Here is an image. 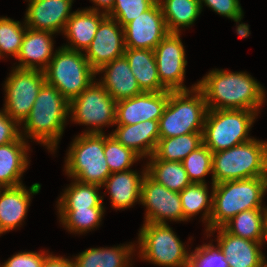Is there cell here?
I'll return each mask as SVG.
<instances>
[{"label":"cell","instance_id":"cell-20","mask_svg":"<svg viewBox=\"0 0 267 267\" xmlns=\"http://www.w3.org/2000/svg\"><path fill=\"white\" fill-rule=\"evenodd\" d=\"M53 34L49 31L26 27L21 49L16 57L20 62L15 68L44 71L55 54L53 53Z\"/></svg>","mask_w":267,"mask_h":267},{"label":"cell","instance_id":"cell-45","mask_svg":"<svg viewBox=\"0 0 267 267\" xmlns=\"http://www.w3.org/2000/svg\"><path fill=\"white\" fill-rule=\"evenodd\" d=\"M259 267H267V261H266V259H264V260L260 263Z\"/></svg>","mask_w":267,"mask_h":267},{"label":"cell","instance_id":"cell-40","mask_svg":"<svg viewBox=\"0 0 267 267\" xmlns=\"http://www.w3.org/2000/svg\"><path fill=\"white\" fill-rule=\"evenodd\" d=\"M188 267H229L225 255L221 250L209 244L196 247L190 253Z\"/></svg>","mask_w":267,"mask_h":267},{"label":"cell","instance_id":"cell-17","mask_svg":"<svg viewBox=\"0 0 267 267\" xmlns=\"http://www.w3.org/2000/svg\"><path fill=\"white\" fill-rule=\"evenodd\" d=\"M25 13L26 26L34 30L63 32L66 22L73 13L70 12L73 0H29Z\"/></svg>","mask_w":267,"mask_h":267},{"label":"cell","instance_id":"cell-8","mask_svg":"<svg viewBox=\"0 0 267 267\" xmlns=\"http://www.w3.org/2000/svg\"><path fill=\"white\" fill-rule=\"evenodd\" d=\"M44 74L46 83L58 89L68 102L79 96L96 77L84 53L63 46L56 50Z\"/></svg>","mask_w":267,"mask_h":267},{"label":"cell","instance_id":"cell-4","mask_svg":"<svg viewBox=\"0 0 267 267\" xmlns=\"http://www.w3.org/2000/svg\"><path fill=\"white\" fill-rule=\"evenodd\" d=\"M207 112L204 94L197 84L191 90L169 91L167 105L159 118L160 139L202 133Z\"/></svg>","mask_w":267,"mask_h":267},{"label":"cell","instance_id":"cell-31","mask_svg":"<svg viewBox=\"0 0 267 267\" xmlns=\"http://www.w3.org/2000/svg\"><path fill=\"white\" fill-rule=\"evenodd\" d=\"M147 174L169 190L181 192L191 184L182 162L149 159Z\"/></svg>","mask_w":267,"mask_h":267},{"label":"cell","instance_id":"cell-30","mask_svg":"<svg viewBox=\"0 0 267 267\" xmlns=\"http://www.w3.org/2000/svg\"><path fill=\"white\" fill-rule=\"evenodd\" d=\"M203 144L202 133H188L159 139L149 159L182 162L192 151Z\"/></svg>","mask_w":267,"mask_h":267},{"label":"cell","instance_id":"cell-28","mask_svg":"<svg viewBox=\"0 0 267 267\" xmlns=\"http://www.w3.org/2000/svg\"><path fill=\"white\" fill-rule=\"evenodd\" d=\"M223 227L235 236L256 242H264L267 240V209L242 211Z\"/></svg>","mask_w":267,"mask_h":267},{"label":"cell","instance_id":"cell-23","mask_svg":"<svg viewBox=\"0 0 267 267\" xmlns=\"http://www.w3.org/2000/svg\"><path fill=\"white\" fill-rule=\"evenodd\" d=\"M111 135L141 158L150 157L160 139L159 121L147 120L134 125H118Z\"/></svg>","mask_w":267,"mask_h":267},{"label":"cell","instance_id":"cell-11","mask_svg":"<svg viewBox=\"0 0 267 267\" xmlns=\"http://www.w3.org/2000/svg\"><path fill=\"white\" fill-rule=\"evenodd\" d=\"M45 83L44 71L14 68L5 81L6 99L3 111L22 125Z\"/></svg>","mask_w":267,"mask_h":267},{"label":"cell","instance_id":"cell-39","mask_svg":"<svg viewBox=\"0 0 267 267\" xmlns=\"http://www.w3.org/2000/svg\"><path fill=\"white\" fill-rule=\"evenodd\" d=\"M156 2L157 0H115L113 10L108 16L124 27Z\"/></svg>","mask_w":267,"mask_h":267},{"label":"cell","instance_id":"cell-33","mask_svg":"<svg viewBox=\"0 0 267 267\" xmlns=\"http://www.w3.org/2000/svg\"><path fill=\"white\" fill-rule=\"evenodd\" d=\"M58 200V209H88L89 207H104L103 198L98 190L101 186L84 184L74 179Z\"/></svg>","mask_w":267,"mask_h":267},{"label":"cell","instance_id":"cell-9","mask_svg":"<svg viewBox=\"0 0 267 267\" xmlns=\"http://www.w3.org/2000/svg\"><path fill=\"white\" fill-rule=\"evenodd\" d=\"M138 236L140 258L163 267H188L190 254L168 224L144 223Z\"/></svg>","mask_w":267,"mask_h":267},{"label":"cell","instance_id":"cell-43","mask_svg":"<svg viewBox=\"0 0 267 267\" xmlns=\"http://www.w3.org/2000/svg\"><path fill=\"white\" fill-rule=\"evenodd\" d=\"M41 267H74V261L61 256L47 254Z\"/></svg>","mask_w":267,"mask_h":267},{"label":"cell","instance_id":"cell-32","mask_svg":"<svg viewBox=\"0 0 267 267\" xmlns=\"http://www.w3.org/2000/svg\"><path fill=\"white\" fill-rule=\"evenodd\" d=\"M207 187L206 183H191L183 191L179 192L184 221L189 220L191 217L196 216V214L204 210L202 221L207 223L206 231L210 230V218L213 208V192H211V196H209Z\"/></svg>","mask_w":267,"mask_h":267},{"label":"cell","instance_id":"cell-27","mask_svg":"<svg viewBox=\"0 0 267 267\" xmlns=\"http://www.w3.org/2000/svg\"><path fill=\"white\" fill-rule=\"evenodd\" d=\"M133 245L112 248H90L75 257L74 267H129Z\"/></svg>","mask_w":267,"mask_h":267},{"label":"cell","instance_id":"cell-13","mask_svg":"<svg viewBox=\"0 0 267 267\" xmlns=\"http://www.w3.org/2000/svg\"><path fill=\"white\" fill-rule=\"evenodd\" d=\"M154 55L161 85L167 91L189 90L183 84L187 60L180 33H168L155 47Z\"/></svg>","mask_w":267,"mask_h":267},{"label":"cell","instance_id":"cell-29","mask_svg":"<svg viewBox=\"0 0 267 267\" xmlns=\"http://www.w3.org/2000/svg\"><path fill=\"white\" fill-rule=\"evenodd\" d=\"M169 33H180V28L189 27L201 13L199 0H157Z\"/></svg>","mask_w":267,"mask_h":267},{"label":"cell","instance_id":"cell-12","mask_svg":"<svg viewBox=\"0 0 267 267\" xmlns=\"http://www.w3.org/2000/svg\"><path fill=\"white\" fill-rule=\"evenodd\" d=\"M141 204L146 206L145 223L184 221L180 193L157 183L147 173L141 184Z\"/></svg>","mask_w":267,"mask_h":267},{"label":"cell","instance_id":"cell-35","mask_svg":"<svg viewBox=\"0 0 267 267\" xmlns=\"http://www.w3.org/2000/svg\"><path fill=\"white\" fill-rule=\"evenodd\" d=\"M104 156L111 173L129 170L141 157L119 143L111 134H104Z\"/></svg>","mask_w":267,"mask_h":267},{"label":"cell","instance_id":"cell-41","mask_svg":"<svg viewBox=\"0 0 267 267\" xmlns=\"http://www.w3.org/2000/svg\"><path fill=\"white\" fill-rule=\"evenodd\" d=\"M48 254L44 252H20L9 258L0 267H41L45 256Z\"/></svg>","mask_w":267,"mask_h":267},{"label":"cell","instance_id":"cell-24","mask_svg":"<svg viewBox=\"0 0 267 267\" xmlns=\"http://www.w3.org/2000/svg\"><path fill=\"white\" fill-rule=\"evenodd\" d=\"M141 173L142 176L136 171L126 170L109 175L103 186L110 193L113 208L126 209L141 201V184L147 169L144 168Z\"/></svg>","mask_w":267,"mask_h":267},{"label":"cell","instance_id":"cell-14","mask_svg":"<svg viewBox=\"0 0 267 267\" xmlns=\"http://www.w3.org/2000/svg\"><path fill=\"white\" fill-rule=\"evenodd\" d=\"M125 48L150 49L169 33L158 1L124 27Z\"/></svg>","mask_w":267,"mask_h":267},{"label":"cell","instance_id":"cell-25","mask_svg":"<svg viewBox=\"0 0 267 267\" xmlns=\"http://www.w3.org/2000/svg\"><path fill=\"white\" fill-rule=\"evenodd\" d=\"M22 136L16 141L0 145V186L16 187L28 167L27 150L30 148Z\"/></svg>","mask_w":267,"mask_h":267},{"label":"cell","instance_id":"cell-26","mask_svg":"<svg viewBox=\"0 0 267 267\" xmlns=\"http://www.w3.org/2000/svg\"><path fill=\"white\" fill-rule=\"evenodd\" d=\"M124 56L142 92L167 91L158 76L154 50L125 48Z\"/></svg>","mask_w":267,"mask_h":267},{"label":"cell","instance_id":"cell-18","mask_svg":"<svg viewBox=\"0 0 267 267\" xmlns=\"http://www.w3.org/2000/svg\"><path fill=\"white\" fill-rule=\"evenodd\" d=\"M218 230L217 247L225 255L229 267H259L265 259L263 242H256L230 234L224 227L208 230L209 236Z\"/></svg>","mask_w":267,"mask_h":267},{"label":"cell","instance_id":"cell-44","mask_svg":"<svg viewBox=\"0 0 267 267\" xmlns=\"http://www.w3.org/2000/svg\"><path fill=\"white\" fill-rule=\"evenodd\" d=\"M91 1H93L94 4H96L95 6L102 7V9H104L102 13L105 15H109L111 13L115 3V0H91Z\"/></svg>","mask_w":267,"mask_h":267},{"label":"cell","instance_id":"cell-42","mask_svg":"<svg viewBox=\"0 0 267 267\" xmlns=\"http://www.w3.org/2000/svg\"><path fill=\"white\" fill-rule=\"evenodd\" d=\"M18 126L15 120L0 110V145L14 142L21 136L22 131H19L21 129Z\"/></svg>","mask_w":267,"mask_h":267},{"label":"cell","instance_id":"cell-22","mask_svg":"<svg viewBox=\"0 0 267 267\" xmlns=\"http://www.w3.org/2000/svg\"><path fill=\"white\" fill-rule=\"evenodd\" d=\"M106 16L102 12L100 13L99 7L73 12L63 30L64 35L70 40L71 44L63 47L81 52L86 51L95 37L101 21Z\"/></svg>","mask_w":267,"mask_h":267},{"label":"cell","instance_id":"cell-2","mask_svg":"<svg viewBox=\"0 0 267 267\" xmlns=\"http://www.w3.org/2000/svg\"><path fill=\"white\" fill-rule=\"evenodd\" d=\"M69 117V102L55 87L45 83L37 95L29 116L25 119L24 135L56 150ZM28 134V135H27ZM27 135V136H26Z\"/></svg>","mask_w":267,"mask_h":267},{"label":"cell","instance_id":"cell-36","mask_svg":"<svg viewBox=\"0 0 267 267\" xmlns=\"http://www.w3.org/2000/svg\"><path fill=\"white\" fill-rule=\"evenodd\" d=\"M212 158L213 153L202 144L182 161L191 183H206L203 178L212 173Z\"/></svg>","mask_w":267,"mask_h":267},{"label":"cell","instance_id":"cell-38","mask_svg":"<svg viewBox=\"0 0 267 267\" xmlns=\"http://www.w3.org/2000/svg\"><path fill=\"white\" fill-rule=\"evenodd\" d=\"M201 10L204 5L211 8L217 14L228 17L238 23L236 32L241 38H246L250 35L249 25L239 23L243 18V10L239 0H199Z\"/></svg>","mask_w":267,"mask_h":267},{"label":"cell","instance_id":"cell-16","mask_svg":"<svg viewBox=\"0 0 267 267\" xmlns=\"http://www.w3.org/2000/svg\"><path fill=\"white\" fill-rule=\"evenodd\" d=\"M169 98V91L142 92L116 102L115 125H134L147 120L159 121Z\"/></svg>","mask_w":267,"mask_h":267},{"label":"cell","instance_id":"cell-15","mask_svg":"<svg viewBox=\"0 0 267 267\" xmlns=\"http://www.w3.org/2000/svg\"><path fill=\"white\" fill-rule=\"evenodd\" d=\"M124 51V29L114 18L107 15L86 49L85 57L96 72L105 64L124 56Z\"/></svg>","mask_w":267,"mask_h":267},{"label":"cell","instance_id":"cell-5","mask_svg":"<svg viewBox=\"0 0 267 267\" xmlns=\"http://www.w3.org/2000/svg\"><path fill=\"white\" fill-rule=\"evenodd\" d=\"M267 177V142L252 138L227 150L213 153L212 184Z\"/></svg>","mask_w":267,"mask_h":267},{"label":"cell","instance_id":"cell-6","mask_svg":"<svg viewBox=\"0 0 267 267\" xmlns=\"http://www.w3.org/2000/svg\"><path fill=\"white\" fill-rule=\"evenodd\" d=\"M65 160L68 176L84 184L103 187L111 174L104 156V133H83L73 140Z\"/></svg>","mask_w":267,"mask_h":267},{"label":"cell","instance_id":"cell-3","mask_svg":"<svg viewBox=\"0 0 267 267\" xmlns=\"http://www.w3.org/2000/svg\"><path fill=\"white\" fill-rule=\"evenodd\" d=\"M267 191V177H253L212 184L213 208L210 230L223 227L242 211L267 209L262 197Z\"/></svg>","mask_w":267,"mask_h":267},{"label":"cell","instance_id":"cell-34","mask_svg":"<svg viewBox=\"0 0 267 267\" xmlns=\"http://www.w3.org/2000/svg\"><path fill=\"white\" fill-rule=\"evenodd\" d=\"M104 207L88 209H58L60 221L71 233H85L100 225Z\"/></svg>","mask_w":267,"mask_h":267},{"label":"cell","instance_id":"cell-1","mask_svg":"<svg viewBox=\"0 0 267 267\" xmlns=\"http://www.w3.org/2000/svg\"><path fill=\"white\" fill-rule=\"evenodd\" d=\"M208 110L243 109L259 113L265 102V90L246 72L212 70L198 83Z\"/></svg>","mask_w":267,"mask_h":267},{"label":"cell","instance_id":"cell-21","mask_svg":"<svg viewBox=\"0 0 267 267\" xmlns=\"http://www.w3.org/2000/svg\"><path fill=\"white\" fill-rule=\"evenodd\" d=\"M100 72L105 73L103 80L101 78L99 83L116 102L142 93L125 56L105 64L96 71V74Z\"/></svg>","mask_w":267,"mask_h":267},{"label":"cell","instance_id":"cell-7","mask_svg":"<svg viewBox=\"0 0 267 267\" xmlns=\"http://www.w3.org/2000/svg\"><path fill=\"white\" fill-rule=\"evenodd\" d=\"M257 113L243 109L208 110L202 132L203 144L216 153L250 141Z\"/></svg>","mask_w":267,"mask_h":267},{"label":"cell","instance_id":"cell-37","mask_svg":"<svg viewBox=\"0 0 267 267\" xmlns=\"http://www.w3.org/2000/svg\"><path fill=\"white\" fill-rule=\"evenodd\" d=\"M21 25L20 21L0 17V58L6 53L15 58L18 56L27 27Z\"/></svg>","mask_w":267,"mask_h":267},{"label":"cell","instance_id":"cell-10","mask_svg":"<svg viewBox=\"0 0 267 267\" xmlns=\"http://www.w3.org/2000/svg\"><path fill=\"white\" fill-rule=\"evenodd\" d=\"M69 114L75 123L93 127L83 133H104L101 127L115 125L116 101L99 82L93 81L69 102Z\"/></svg>","mask_w":267,"mask_h":267},{"label":"cell","instance_id":"cell-19","mask_svg":"<svg viewBox=\"0 0 267 267\" xmlns=\"http://www.w3.org/2000/svg\"><path fill=\"white\" fill-rule=\"evenodd\" d=\"M34 183L28 190L24 185L0 189V235L22 225L31 201V195L40 192Z\"/></svg>","mask_w":267,"mask_h":267}]
</instances>
